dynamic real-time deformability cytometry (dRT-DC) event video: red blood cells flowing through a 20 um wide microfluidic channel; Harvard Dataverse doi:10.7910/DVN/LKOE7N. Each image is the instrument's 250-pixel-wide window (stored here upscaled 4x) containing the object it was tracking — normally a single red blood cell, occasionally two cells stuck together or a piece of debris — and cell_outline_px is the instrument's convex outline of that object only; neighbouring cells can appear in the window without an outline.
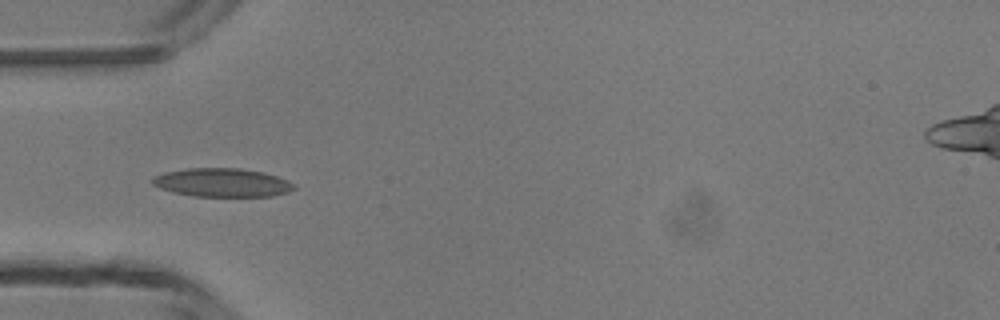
{"species": "common noctule bat (a hibernating species)", "species_latin": "Nyctalus noctula", "temperature_condition": "room temperature", "stored_images_in_passage": 4, "camera_frame_rate_fps": 3000, "um_per_image_px": 0.085, "animal": {"sex": "male", "body_mass_g": 13.3}, "frame": {"image": 1, "passage_image": 4, "time_ms": 4.333, "image_size_px": [1000, 320], "cell_outline_px": [[296, 188], [288, 192], [272, 196], [192, 196], [172, 192], [160, 188], [152, 184], [152, 176], [164, 172], [188, 168], [240, 168], [264, 172], [288, 180], [296, 184]], "centroid_in_image_um": [18.89, 15.51], "position_along_channel_um": 66.1, "area_um2": 23.76}}